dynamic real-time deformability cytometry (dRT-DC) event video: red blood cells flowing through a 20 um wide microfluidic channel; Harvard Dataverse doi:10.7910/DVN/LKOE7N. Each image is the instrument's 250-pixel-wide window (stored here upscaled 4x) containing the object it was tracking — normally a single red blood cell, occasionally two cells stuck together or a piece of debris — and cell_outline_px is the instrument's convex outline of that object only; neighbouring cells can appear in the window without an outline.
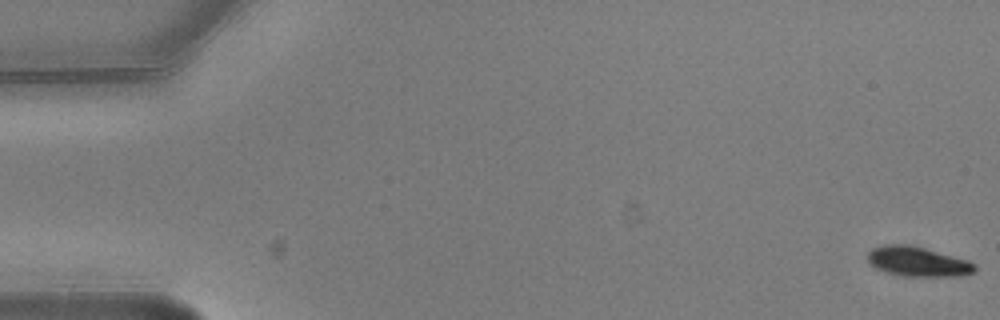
{"species": "common noctule bat (a hibernating species)", "species_latin": "Nyctalus noctula", "temperature_condition": "warm", "stored_images_in_passage": 6, "camera_frame_rate_fps": 3000, "um_per_image_px": 0.085, "animal": {"sex": "male", "body_mass_g": 20.5, "forearm_length_mm": 52.5}, "frame": {"image": 1, "passage_image": 1, "time_ms": 0.0, "image_size_px": [1000, 320], "cell_outline_px": [[976, 272], [956, 276], [900, 276], [876, 268], [868, 260], [868, 252], [872, 248], [884, 244], [912, 244], [968, 260], [976, 264]], "centroid_in_image_um": [78.02, 22.22], "position_along_channel_um": 7.0, "area_um2": 18.67}}
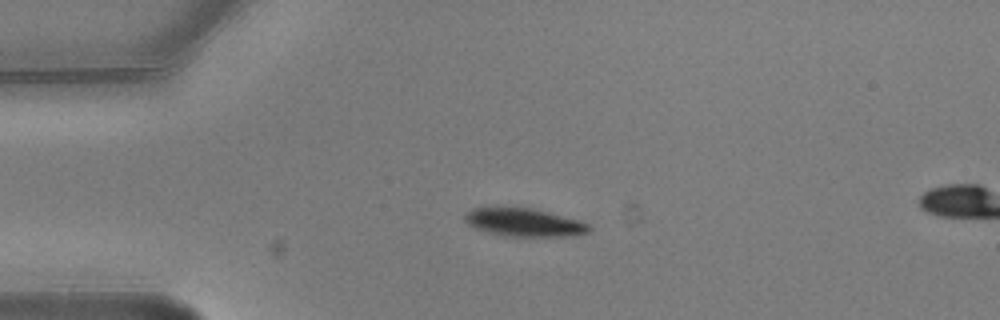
{"frame": {"image": 2, "passage_image": 4, "time_ms": 1.0, "image_size_px": [1000, 320], "cell_outline_px": [[592, 228], [588, 232], [576, 236], [504, 236], [488, 232], [476, 228], [468, 224], [464, 220], [464, 216], [472, 208], [532, 208], [576, 220], [588, 224]], "centroid_in_image_um": [44.55, 18.92], "position_along_channel_um": 40.5, "area_um2": 19.94}}
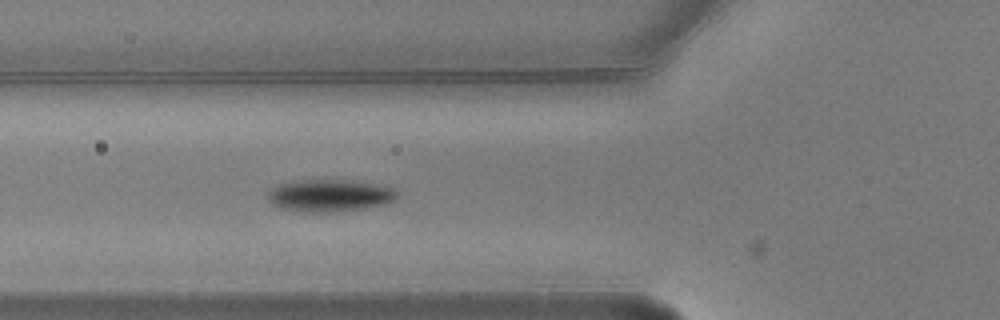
{"frame": {"image": 3, "passage_image": 6, "time_ms": 1.667, "image_size_px": [1000, 320], "cell_outline_px": [[400, 196], [396, 200], [388, 204], [340, 212], [308, 212], [280, 208], [272, 204], [268, 200], [268, 192], [272, 188], [280, 184], [292, 180], [348, 180], [388, 184]], "centroid_in_image_um": [28.1, 16.61], "position_along_channel_um": 97.7, "area_um2": 24.85}}